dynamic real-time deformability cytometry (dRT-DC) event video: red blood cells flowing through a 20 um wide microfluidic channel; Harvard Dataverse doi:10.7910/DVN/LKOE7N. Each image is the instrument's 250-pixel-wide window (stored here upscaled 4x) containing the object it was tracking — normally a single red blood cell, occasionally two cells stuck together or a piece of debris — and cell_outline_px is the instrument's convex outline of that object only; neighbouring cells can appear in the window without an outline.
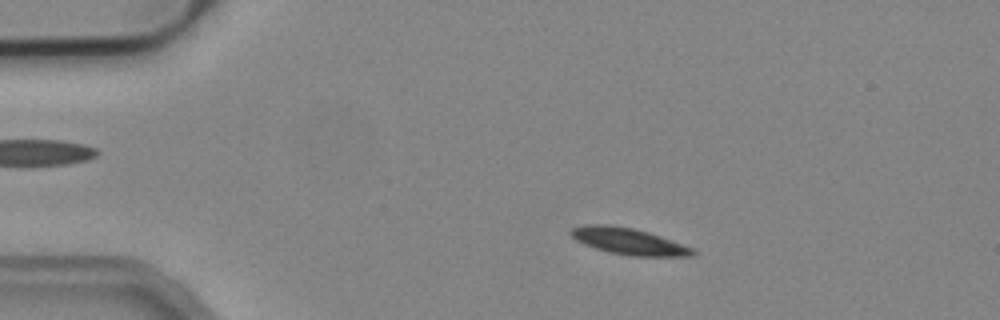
{"species": "common noctule bat (a hibernating species)", "species_latin": "Nyctalus noctula", "temperature_condition": "cold", "stored_images_in_passage": 54, "camera_frame_rate_fps": 3000, "um_per_image_px": 0.085, "animal": {"sex": "male", "body_mass_g": 19.2, "forearm_length_mm": 51.8}, "frame": {"image": 1, "passage_image": 10, "time_ms": 3.0, "image_size_px": [1000, 320], "cell_outline_px": [[696, 252], [692, 256], [632, 256], [608, 252], [584, 244], [576, 240], [568, 232], [572, 228], [584, 224], [608, 224], [632, 228], [648, 232], [660, 236], [692, 248]], "centroid_in_image_um": [53.39, 20.5], "position_along_channel_um": 31.6, "area_um2": 18.67}}
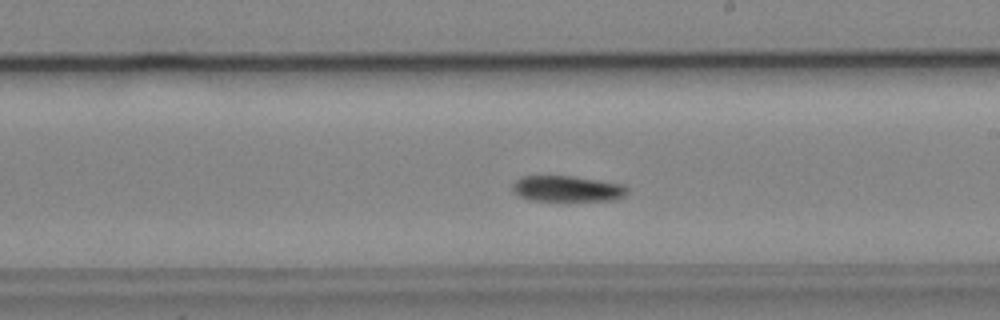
{"frame": {"image": 2, "passage_image": 31, "time_ms": 10.0, "image_size_px": [1000, 320], "cell_outline_px": [[628, 192], [624, 196], [616, 200], [528, 200], [516, 196], [512, 192], [512, 184], [520, 176], [572, 176], [600, 180], [624, 184], [628, 188]], "centroid_in_image_um": [48.19, 16.04], "position_along_channel_um": 240.8, "area_um2": 17.51}}
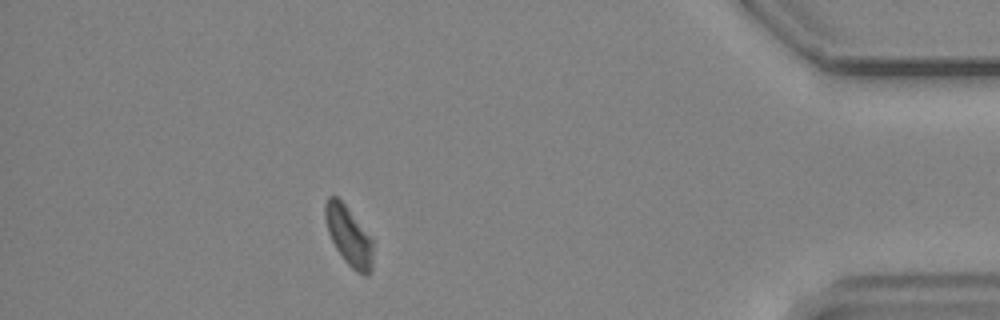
{"frame": {"image": 3, "passage_image": 48, "time_ms": 15.667, "image_size_px": [1000, 320], "cell_outline_px": [[372, 268], [368, 276], [364, 276], [356, 272], [344, 260], [336, 248], [328, 232], [324, 216], [324, 204], [328, 196], [336, 196], [344, 204], [372, 236]], "centroid_in_image_um": [29.65, 20.06], "position_along_channel_um": 405.5, "area_um2": 16.59}, "authors_computed_cell_mechanics": {"area_um2": 17.9469, "velocity_mm_per_s": 3.7723, "shape_relaxation_time_tau1_ms": 4.4118, "shape_relaxation_time_tau2_ms": null, "deformation_change_tau1": 0.089, "deformation_change_tau2": null}}